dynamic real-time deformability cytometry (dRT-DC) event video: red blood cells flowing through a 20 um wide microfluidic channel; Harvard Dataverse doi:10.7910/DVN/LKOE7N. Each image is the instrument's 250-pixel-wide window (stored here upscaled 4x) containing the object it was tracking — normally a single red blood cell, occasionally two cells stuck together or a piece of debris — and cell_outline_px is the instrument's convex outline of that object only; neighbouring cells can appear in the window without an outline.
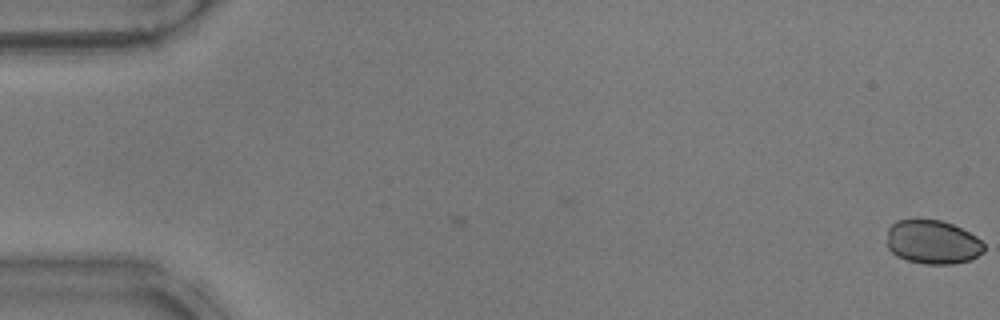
{"species": "common noctule bat (a hibernating species)", "species_latin": "Nyctalus noctula", "temperature_condition": "warm", "stored_images_in_passage": 5, "camera_frame_rate_fps": 3000, "um_per_image_px": 0.085, "animal": {"sex": "male", "body_mass_g": 17.9}, "frame": {"image": 1, "passage_image": 5, "time_ms": 1.333, "image_size_px": [1000, 320], "cell_outline_px": [[984, 252], [972, 260], [952, 264], [924, 264], [908, 260], [896, 256], [888, 248], [888, 228], [896, 220], [940, 220], [952, 224], [976, 236], [984, 244]], "centroid_in_image_um": [79.29, 20.59], "position_along_channel_um": 5.7, "area_um2": 24.8}}